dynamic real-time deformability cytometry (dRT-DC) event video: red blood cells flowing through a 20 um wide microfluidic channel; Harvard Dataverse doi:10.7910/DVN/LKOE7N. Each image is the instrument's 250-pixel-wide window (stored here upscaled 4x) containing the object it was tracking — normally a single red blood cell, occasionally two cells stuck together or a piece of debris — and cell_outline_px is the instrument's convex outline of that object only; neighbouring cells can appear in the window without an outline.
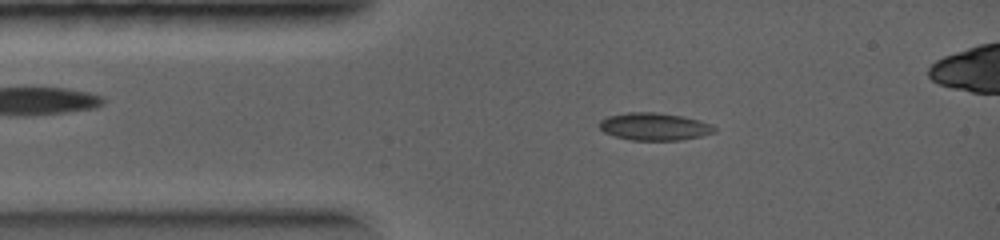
{"species": "common noctule bat (a hibernating species)", "species_latin": "Nyctalus noctula", "temperature_condition": "warm", "stored_images_in_passage": 40, "camera_frame_rate_fps": 5000, "um_per_image_px": 0.085, "animal": {"sex": "female", "body_mass_g": 19.0, "forearm_length_mm": 56.7}, "frame": {"image": 1, "passage_image": 4, "time_ms": 0.8, "image_size_px": [1000, 240], "cell_outline_px": [[716, 132], [700, 136], [680, 140], [632, 140], [616, 136], [604, 132], [600, 128], [600, 120], [608, 116], [628, 112], [656, 112], [684, 116], [700, 120], [712, 124], [716, 128]], "centroid_in_image_um": [55.65, 10.75], "position_along_channel_um": 29.3, "area_um2": 18.44}}
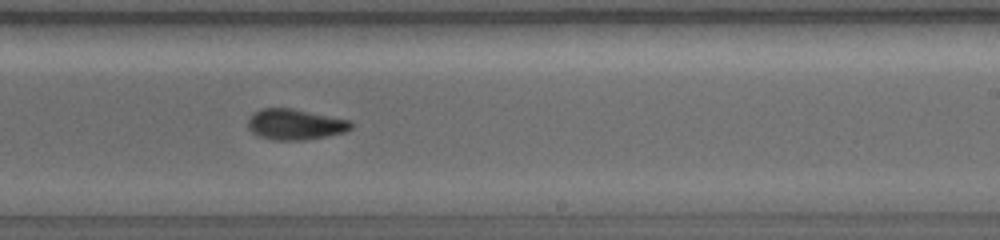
{"frame": {"image": 2, "passage_image": 19, "time_ms": 4.8, "image_size_px": [1000, 240], "cell_outline_px": [[352, 128], [344, 132], [328, 136], [304, 140], [272, 140], [256, 136], [248, 128], [248, 116], [252, 112], [260, 108], [292, 108], [348, 120], [352, 124]], "centroid_in_image_um": [25.01, 10.57], "position_along_channel_um": 264.0, "area_um2": 18.61}}
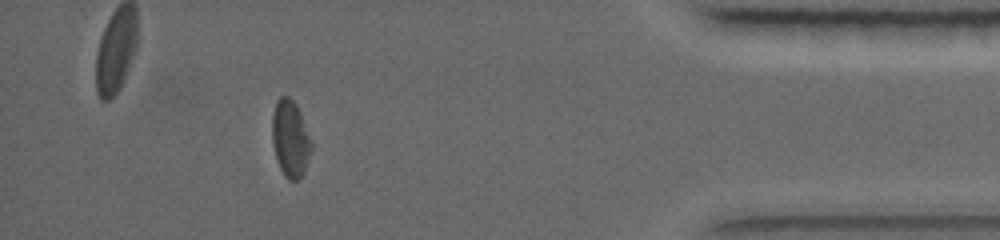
{"frame": {"image": 3, "passage_image": 32, "time_ms": 7.8, "image_size_px": [1000, 240], "cell_outline_px": [[312, 148], [304, 172], [296, 180], [288, 180], [284, 176], [276, 160], [272, 140], [272, 116], [276, 100], [280, 96], [288, 96], [296, 104], [300, 112], [312, 140]], "centroid_in_image_um": [24.67, 11.77], "position_along_channel_um": 410.5, "area_um2": 17.69}}